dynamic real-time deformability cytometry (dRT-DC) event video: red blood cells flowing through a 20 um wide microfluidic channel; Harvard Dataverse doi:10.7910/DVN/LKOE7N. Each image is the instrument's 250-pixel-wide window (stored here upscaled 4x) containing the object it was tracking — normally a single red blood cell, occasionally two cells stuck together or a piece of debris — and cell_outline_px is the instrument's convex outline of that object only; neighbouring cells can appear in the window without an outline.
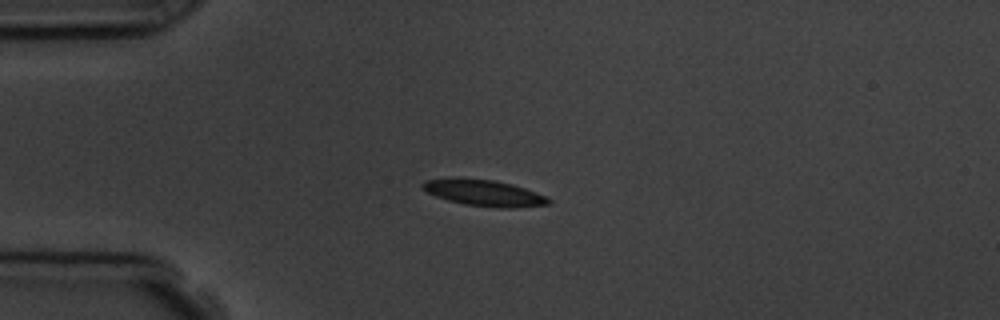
{"species": "common noctule bat (a hibernating species)", "species_latin": "Nyctalus noctula", "temperature_condition": "room temperature", "stored_images_in_passage": 10, "camera_frame_rate_fps": 3000, "um_per_image_px": 0.085, "animal": {"sex": "male", "body_mass_g": 19.5, "forearm_length_mm": 54.6}, "frame": {"image": 1, "passage_image": 4, "time_ms": 3.333, "image_size_px": [1000, 320], "cell_outline_px": [[552, 200], [548, 204], [512, 208], [496, 208], [464, 204], [448, 200], [436, 196], [420, 188], [420, 184], [424, 180], [496, 180], [512, 184], [536, 192]], "centroid_in_image_um": [41.18, 16.43], "position_along_channel_um": 43.8, "area_um2": 18.61}}
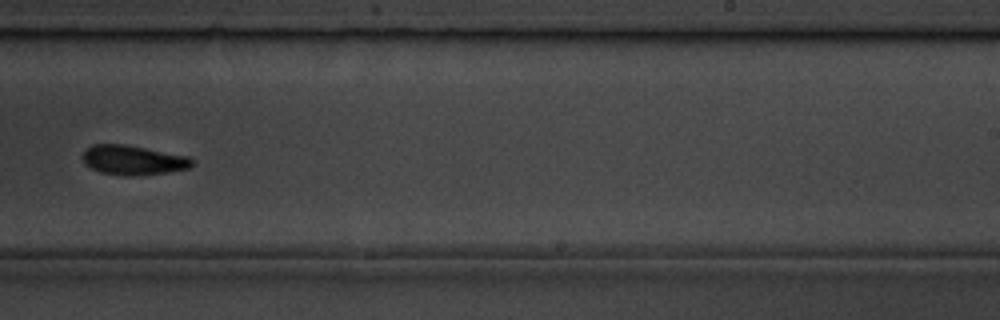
{"frame": {"image": 2, "passage_image": 10, "time_ms": 10.0, "image_size_px": [1000, 320], "cell_outline_px": [[196, 164], [188, 168], [168, 172], [132, 176], [124, 176], [100, 172], [84, 164], [80, 156], [92, 144], [124, 144], [188, 156], [196, 160]], "centroid_in_image_um": [11.32, 13.61], "position_along_channel_um": 277.7, "area_um2": 19.02}}